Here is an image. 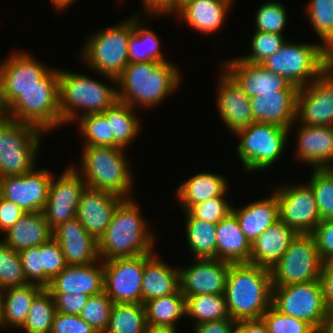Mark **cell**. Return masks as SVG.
Masks as SVG:
<instances>
[{
    "label": "cell",
    "mask_w": 333,
    "mask_h": 333,
    "mask_svg": "<svg viewBox=\"0 0 333 333\" xmlns=\"http://www.w3.org/2000/svg\"><path fill=\"white\" fill-rule=\"evenodd\" d=\"M181 76L177 65L169 60L129 63L116 78L118 101L135 109L154 107L177 91Z\"/></svg>",
    "instance_id": "obj_1"
},
{
    "label": "cell",
    "mask_w": 333,
    "mask_h": 333,
    "mask_svg": "<svg viewBox=\"0 0 333 333\" xmlns=\"http://www.w3.org/2000/svg\"><path fill=\"white\" fill-rule=\"evenodd\" d=\"M269 269L251 263H229L225 300L234 321L259 320L272 305Z\"/></svg>",
    "instance_id": "obj_2"
},
{
    "label": "cell",
    "mask_w": 333,
    "mask_h": 333,
    "mask_svg": "<svg viewBox=\"0 0 333 333\" xmlns=\"http://www.w3.org/2000/svg\"><path fill=\"white\" fill-rule=\"evenodd\" d=\"M148 228L138 204L132 198L124 199L98 240L99 258L106 261L153 253L155 235Z\"/></svg>",
    "instance_id": "obj_3"
},
{
    "label": "cell",
    "mask_w": 333,
    "mask_h": 333,
    "mask_svg": "<svg viewBox=\"0 0 333 333\" xmlns=\"http://www.w3.org/2000/svg\"><path fill=\"white\" fill-rule=\"evenodd\" d=\"M125 149L103 146H83L80 169L73 167L87 187L112 192L124 199L131 198L133 188L129 161Z\"/></svg>",
    "instance_id": "obj_4"
},
{
    "label": "cell",
    "mask_w": 333,
    "mask_h": 333,
    "mask_svg": "<svg viewBox=\"0 0 333 333\" xmlns=\"http://www.w3.org/2000/svg\"><path fill=\"white\" fill-rule=\"evenodd\" d=\"M81 73L59 70L61 125L80 116L103 113L117 100V88ZM83 110L79 114L78 110ZM78 113V114H77ZM79 115V116H78Z\"/></svg>",
    "instance_id": "obj_5"
},
{
    "label": "cell",
    "mask_w": 333,
    "mask_h": 333,
    "mask_svg": "<svg viewBox=\"0 0 333 333\" xmlns=\"http://www.w3.org/2000/svg\"><path fill=\"white\" fill-rule=\"evenodd\" d=\"M134 28V16L118 25L105 27L87 37L80 58L96 73L116 85V78L129 64L128 43Z\"/></svg>",
    "instance_id": "obj_6"
},
{
    "label": "cell",
    "mask_w": 333,
    "mask_h": 333,
    "mask_svg": "<svg viewBox=\"0 0 333 333\" xmlns=\"http://www.w3.org/2000/svg\"><path fill=\"white\" fill-rule=\"evenodd\" d=\"M330 53L320 44L285 43L260 64L298 88L309 85L329 66Z\"/></svg>",
    "instance_id": "obj_7"
},
{
    "label": "cell",
    "mask_w": 333,
    "mask_h": 333,
    "mask_svg": "<svg viewBox=\"0 0 333 333\" xmlns=\"http://www.w3.org/2000/svg\"><path fill=\"white\" fill-rule=\"evenodd\" d=\"M28 52H13L0 64V110L3 113L23 91L59 86V70L48 68Z\"/></svg>",
    "instance_id": "obj_8"
},
{
    "label": "cell",
    "mask_w": 333,
    "mask_h": 333,
    "mask_svg": "<svg viewBox=\"0 0 333 333\" xmlns=\"http://www.w3.org/2000/svg\"><path fill=\"white\" fill-rule=\"evenodd\" d=\"M289 133V129L263 122L235 131L240 139L236 151L244 170L252 173L270 168L283 153Z\"/></svg>",
    "instance_id": "obj_9"
},
{
    "label": "cell",
    "mask_w": 333,
    "mask_h": 333,
    "mask_svg": "<svg viewBox=\"0 0 333 333\" xmlns=\"http://www.w3.org/2000/svg\"><path fill=\"white\" fill-rule=\"evenodd\" d=\"M323 261L311 234H298L270 270L272 286L319 280Z\"/></svg>",
    "instance_id": "obj_10"
},
{
    "label": "cell",
    "mask_w": 333,
    "mask_h": 333,
    "mask_svg": "<svg viewBox=\"0 0 333 333\" xmlns=\"http://www.w3.org/2000/svg\"><path fill=\"white\" fill-rule=\"evenodd\" d=\"M272 305L283 314L309 323L318 333L328 311L319 280L273 286Z\"/></svg>",
    "instance_id": "obj_11"
},
{
    "label": "cell",
    "mask_w": 333,
    "mask_h": 333,
    "mask_svg": "<svg viewBox=\"0 0 333 333\" xmlns=\"http://www.w3.org/2000/svg\"><path fill=\"white\" fill-rule=\"evenodd\" d=\"M2 114L12 120L34 125L44 132H51L61 126L59 86L27 89Z\"/></svg>",
    "instance_id": "obj_12"
},
{
    "label": "cell",
    "mask_w": 333,
    "mask_h": 333,
    "mask_svg": "<svg viewBox=\"0 0 333 333\" xmlns=\"http://www.w3.org/2000/svg\"><path fill=\"white\" fill-rule=\"evenodd\" d=\"M276 187L279 219L298 234H311L321 221L313 191L308 184Z\"/></svg>",
    "instance_id": "obj_13"
},
{
    "label": "cell",
    "mask_w": 333,
    "mask_h": 333,
    "mask_svg": "<svg viewBox=\"0 0 333 333\" xmlns=\"http://www.w3.org/2000/svg\"><path fill=\"white\" fill-rule=\"evenodd\" d=\"M104 292L113 303L142 304L145 255L103 261Z\"/></svg>",
    "instance_id": "obj_14"
},
{
    "label": "cell",
    "mask_w": 333,
    "mask_h": 333,
    "mask_svg": "<svg viewBox=\"0 0 333 333\" xmlns=\"http://www.w3.org/2000/svg\"><path fill=\"white\" fill-rule=\"evenodd\" d=\"M295 122L333 126V68L330 65L316 80L298 89Z\"/></svg>",
    "instance_id": "obj_15"
},
{
    "label": "cell",
    "mask_w": 333,
    "mask_h": 333,
    "mask_svg": "<svg viewBox=\"0 0 333 333\" xmlns=\"http://www.w3.org/2000/svg\"><path fill=\"white\" fill-rule=\"evenodd\" d=\"M58 179L49 185L48 198L42 211L53 230L58 225L76 217L78 203L87 185L73 164L64 168Z\"/></svg>",
    "instance_id": "obj_16"
},
{
    "label": "cell",
    "mask_w": 333,
    "mask_h": 333,
    "mask_svg": "<svg viewBox=\"0 0 333 333\" xmlns=\"http://www.w3.org/2000/svg\"><path fill=\"white\" fill-rule=\"evenodd\" d=\"M53 174L36 167L23 175L0 178V195L15 203L25 212H42L48 198Z\"/></svg>",
    "instance_id": "obj_17"
},
{
    "label": "cell",
    "mask_w": 333,
    "mask_h": 333,
    "mask_svg": "<svg viewBox=\"0 0 333 333\" xmlns=\"http://www.w3.org/2000/svg\"><path fill=\"white\" fill-rule=\"evenodd\" d=\"M249 97L277 94L279 90H298L285 77L271 72L261 64L243 61L240 57L220 65Z\"/></svg>",
    "instance_id": "obj_18"
},
{
    "label": "cell",
    "mask_w": 333,
    "mask_h": 333,
    "mask_svg": "<svg viewBox=\"0 0 333 333\" xmlns=\"http://www.w3.org/2000/svg\"><path fill=\"white\" fill-rule=\"evenodd\" d=\"M192 265L179 267L180 291L185 297L224 294L229 262L216 258L195 259Z\"/></svg>",
    "instance_id": "obj_19"
},
{
    "label": "cell",
    "mask_w": 333,
    "mask_h": 333,
    "mask_svg": "<svg viewBox=\"0 0 333 333\" xmlns=\"http://www.w3.org/2000/svg\"><path fill=\"white\" fill-rule=\"evenodd\" d=\"M123 200V197L112 192L86 187L78 203L76 218L98 241L110 224L115 209Z\"/></svg>",
    "instance_id": "obj_20"
},
{
    "label": "cell",
    "mask_w": 333,
    "mask_h": 333,
    "mask_svg": "<svg viewBox=\"0 0 333 333\" xmlns=\"http://www.w3.org/2000/svg\"><path fill=\"white\" fill-rule=\"evenodd\" d=\"M53 238L62 248L67 265H87L98 262V241L75 217L52 230Z\"/></svg>",
    "instance_id": "obj_21"
},
{
    "label": "cell",
    "mask_w": 333,
    "mask_h": 333,
    "mask_svg": "<svg viewBox=\"0 0 333 333\" xmlns=\"http://www.w3.org/2000/svg\"><path fill=\"white\" fill-rule=\"evenodd\" d=\"M217 86V111L232 133L254 123L250 97L223 70Z\"/></svg>",
    "instance_id": "obj_22"
},
{
    "label": "cell",
    "mask_w": 333,
    "mask_h": 333,
    "mask_svg": "<svg viewBox=\"0 0 333 333\" xmlns=\"http://www.w3.org/2000/svg\"><path fill=\"white\" fill-rule=\"evenodd\" d=\"M298 124L295 158L312 169L333 168V126Z\"/></svg>",
    "instance_id": "obj_23"
},
{
    "label": "cell",
    "mask_w": 333,
    "mask_h": 333,
    "mask_svg": "<svg viewBox=\"0 0 333 333\" xmlns=\"http://www.w3.org/2000/svg\"><path fill=\"white\" fill-rule=\"evenodd\" d=\"M100 262V263H99ZM87 265H67L46 288L50 293L96 295L104 291L103 261Z\"/></svg>",
    "instance_id": "obj_24"
},
{
    "label": "cell",
    "mask_w": 333,
    "mask_h": 333,
    "mask_svg": "<svg viewBox=\"0 0 333 333\" xmlns=\"http://www.w3.org/2000/svg\"><path fill=\"white\" fill-rule=\"evenodd\" d=\"M297 92L279 90L277 94L250 97L254 122L274 124L291 132L296 123Z\"/></svg>",
    "instance_id": "obj_25"
},
{
    "label": "cell",
    "mask_w": 333,
    "mask_h": 333,
    "mask_svg": "<svg viewBox=\"0 0 333 333\" xmlns=\"http://www.w3.org/2000/svg\"><path fill=\"white\" fill-rule=\"evenodd\" d=\"M233 0H187L180 5L176 18L183 19L188 26L209 35L220 30Z\"/></svg>",
    "instance_id": "obj_26"
},
{
    "label": "cell",
    "mask_w": 333,
    "mask_h": 333,
    "mask_svg": "<svg viewBox=\"0 0 333 333\" xmlns=\"http://www.w3.org/2000/svg\"><path fill=\"white\" fill-rule=\"evenodd\" d=\"M297 235L277 219L251 243L250 263L271 270Z\"/></svg>",
    "instance_id": "obj_27"
},
{
    "label": "cell",
    "mask_w": 333,
    "mask_h": 333,
    "mask_svg": "<svg viewBox=\"0 0 333 333\" xmlns=\"http://www.w3.org/2000/svg\"><path fill=\"white\" fill-rule=\"evenodd\" d=\"M3 235L1 241L17 252L40 246L53 237L52 229L42 212H25Z\"/></svg>",
    "instance_id": "obj_28"
},
{
    "label": "cell",
    "mask_w": 333,
    "mask_h": 333,
    "mask_svg": "<svg viewBox=\"0 0 333 333\" xmlns=\"http://www.w3.org/2000/svg\"><path fill=\"white\" fill-rule=\"evenodd\" d=\"M179 289V268L169 266L154 253L145 254L142 304L154 298L174 294Z\"/></svg>",
    "instance_id": "obj_29"
},
{
    "label": "cell",
    "mask_w": 333,
    "mask_h": 333,
    "mask_svg": "<svg viewBox=\"0 0 333 333\" xmlns=\"http://www.w3.org/2000/svg\"><path fill=\"white\" fill-rule=\"evenodd\" d=\"M217 259L229 263H250L251 242L231 212L216 226Z\"/></svg>",
    "instance_id": "obj_30"
},
{
    "label": "cell",
    "mask_w": 333,
    "mask_h": 333,
    "mask_svg": "<svg viewBox=\"0 0 333 333\" xmlns=\"http://www.w3.org/2000/svg\"><path fill=\"white\" fill-rule=\"evenodd\" d=\"M270 194L266 199L255 200L239 209L232 208L243 234L251 243L279 219L276 195Z\"/></svg>",
    "instance_id": "obj_31"
},
{
    "label": "cell",
    "mask_w": 333,
    "mask_h": 333,
    "mask_svg": "<svg viewBox=\"0 0 333 333\" xmlns=\"http://www.w3.org/2000/svg\"><path fill=\"white\" fill-rule=\"evenodd\" d=\"M228 182L221 174L201 172L184 181L177 189L178 202L187 211L191 206L214 197H225Z\"/></svg>",
    "instance_id": "obj_32"
},
{
    "label": "cell",
    "mask_w": 333,
    "mask_h": 333,
    "mask_svg": "<svg viewBox=\"0 0 333 333\" xmlns=\"http://www.w3.org/2000/svg\"><path fill=\"white\" fill-rule=\"evenodd\" d=\"M135 110L130 105L117 100L102 113L109 124L110 137H113L120 148L126 149L131 145L133 139L142 130L140 118L137 117Z\"/></svg>",
    "instance_id": "obj_33"
},
{
    "label": "cell",
    "mask_w": 333,
    "mask_h": 333,
    "mask_svg": "<svg viewBox=\"0 0 333 333\" xmlns=\"http://www.w3.org/2000/svg\"><path fill=\"white\" fill-rule=\"evenodd\" d=\"M44 288L36 284L10 287L1 290L4 301V328H22L34 298Z\"/></svg>",
    "instance_id": "obj_34"
},
{
    "label": "cell",
    "mask_w": 333,
    "mask_h": 333,
    "mask_svg": "<svg viewBox=\"0 0 333 333\" xmlns=\"http://www.w3.org/2000/svg\"><path fill=\"white\" fill-rule=\"evenodd\" d=\"M44 133L34 125L0 116V150L40 149Z\"/></svg>",
    "instance_id": "obj_35"
},
{
    "label": "cell",
    "mask_w": 333,
    "mask_h": 333,
    "mask_svg": "<svg viewBox=\"0 0 333 333\" xmlns=\"http://www.w3.org/2000/svg\"><path fill=\"white\" fill-rule=\"evenodd\" d=\"M135 15L134 28L128 43L129 63L166 61L164 55H162L160 51L158 36L154 33V31L145 27V24L141 21L143 19L140 18V14Z\"/></svg>",
    "instance_id": "obj_36"
},
{
    "label": "cell",
    "mask_w": 333,
    "mask_h": 333,
    "mask_svg": "<svg viewBox=\"0 0 333 333\" xmlns=\"http://www.w3.org/2000/svg\"><path fill=\"white\" fill-rule=\"evenodd\" d=\"M148 326L176 327V322L186 316L185 296L180 289L174 293L151 299L144 303Z\"/></svg>",
    "instance_id": "obj_37"
},
{
    "label": "cell",
    "mask_w": 333,
    "mask_h": 333,
    "mask_svg": "<svg viewBox=\"0 0 333 333\" xmlns=\"http://www.w3.org/2000/svg\"><path fill=\"white\" fill-rule=\"evenodd\" d=\"M186 218V240L188 247L195 259L216 258L217 259V224L193 218L187 211Z\"/></svg>",
    "instance_id": "obj_38"
},
{
    "label": "cell",
    "mask_w": 333,
    "mask_h": 333,
    "mask_svg": "<svg viewBox=\"0 0 333 333\" xmlns=\"http://www.w3.org/2000/svg\"><path fill=\"white\" fill-rule=\"evenodd\" d=\"M144 304L114 303L104 333H146Z\"/></svg>",
    "instance_id": "obj_39"
},
{
    "label": "cell",
    "mask_w": 333,
    "mask_h": 333,
    "mask_svg": "<svg viewBox=\"0 0 333 333\" xmlns=\"http://www.w3.org/2000/svg\"><path fill=\"white\" fill-rule=\"evenodd\" d=\"M186 315L195 320L194 326L204 322L230 318L224 294H201L185 297Z\"/></svg>",
    "instance_id": "obj_40"
},
{
    "label": "cell",
    "mask_w": 333,
    "mask_h": 333,
    "mask_svg": "<svg viewBox=\"0 0 333 333\" xmlns=\"http://www.w3.org/2000/svg\"><path fill=\"white\" fill-rule=\"evenodd\" d=\"M55 313L54 298L52 294L44 288L34 298L29 314L21 329L26 333H50Z\"/></svg>",
    "instance_id": "obj_41"
},
{
    "label": "cell",
    "mask_w": 333,
    "mask_h": 333,
    "mask_svg": "<svg viewBox=\"0 0 333 333\" xmlns=\"http://www.w3.org/2000/svg\"><path fill=\"white\" fill-rule=\"evenodd\" d=\"M305 14L322 40L321 45L330 53L333 50V0H310Z\"/></svg>",
    "instance_id": "obj_42"
},
{
    "label": "cell",
    "mask_w": 333,
    "mask_h": 333,
    "mask_svg": "<svg viewBox=\"0 0 333 333\" xmlns=\"http://www.w3.org/2000/svg\"><path fill=\"white\" fill-rule=\"evenodd\" d=\"M78 126L83 146H103L120 148L110 137V128L102 113L88 114L78 117Z\"/></svg>",
    "instance_id": "obj_43"
},
{
    "label": "cell",
    "mask_w": 333,
    "mask_h": 333,
    "mask_svg": "<svg viewBox=\"0 0 333 333\" xmlns=\"http://www.w3.org/2000/svg\"><path fill=\"white\" fill-rule=\"evenodd\" d=\"M310 182L321 220L333 219V168L312 169Z\"/></svg>",
    "instance_id": "obj_44"
},
{
    "label": "cell",
    "mask_w": 333,
    "mask_h": 333,
    "mask_svg": "<svg viewBox=\"0 0 333 333\" xmlns=\"http://www.w3.org/2000/svg\"><path fill=\"white\" fill-rule=\"evenodd\" d=\"M38 152L39 149L0 150V178L32 171L37 165Z\"/></svg>",
    "instance_id": "obj_45"
},
{
    "label": "cell",
    "mask_w": 333,
    "mask_h": 333,
    "mask_svg": "<svg viewBox=\"0 0 333 333\" xmlns=\"http://www.w3.org/2000/svg\"><path fill=\"white\" fill-rule=\"evenodd\" d=\"M27 284L19 253L0 240V290Z\"/></svg>",
    "instance_id": "obj_46"
},
{
    "label": "cell",
    "mask_w": 333,
    "mask_h": 333,
    "mask_svg": "<svg viewBox=\"0 0 333 333\" xmlns=\"http://www.w3.org/2000/svg\"><path fill=\"white\" fill-rule=\"evenodd\" d=\"M113 304L103 291L89 297L79 316L98 333H104L109 323Z\"/></svg>",
    "instance_id": "obj_47"
},
{
    "label": "cell",
    "mask_w": 333,
    "mask_h": 333,
    "mask_svg": "<svg viewBox=\"0 0 333 333\" xmlns=\"http://www.w3.org/2000/svg\"><path fill=\"white\" fill-rule=\"evenodd\" d=\"M255 31L283 34L287 24V12L284 4L277 1L263 3L255 13Z\"/></svg>",
    "instance_id": "obj_48"
},
{
    "label": "cell",
    "mask_w": 333,
    "mask_h": 333,
    "mask_svg": "<svg viewBox=\"0 0 333 333\" xmlns=\"http://www.w3.org/2000/svg\"><path fill=\"white\" fill-rule=\"evenodd\" d=\"M261 320L269 333H318L309 323L278 311L273 305Z\"/></svg>",
    "instance_id": "obj_49"
},
{
    "label": "cell",
    "mask_w": 333,
    "mask_h": 333,
    "mask_svg": "<svg viewBox=\"0 0 333 333\" xmlns=\"http://www.w3.org/2000/svg\"><path fill=\"white\" fill-rule=\"evenodd\" d=\"M287 39L278 33L255 31L251 38L250 55L240 56L243 61L260 64L266 58L274 54Z\"/></svg>",
    "instance_id": "obj_50"
},
{
    "label": "cell",
    "mask_w": 333,
    "mask_h": 333,
    "mask_svg": "<svg viewBox=\"0 0 333 333\" xmlns=\"http://www.w3.org/2000/svg\"><path fill=\"white\" fill-rule=\"evenodd\" d=\"M233 205L225 197H214L191 206L187 212L200 220L217 224L232 212Z\"/></svg>",
    "instance_id": "obj_51"
},
{
    "label": "cell",
    "mask_w": 333,
    "mask_h": 333,
    "mask_svg": "<svg viewBox=\"0 0 333 333\" xmlns=\"http://www.w3.org/2000/svg\"><path fill=\"white\" fill-rule=\"evenodd\" d=\"M18 253L27 282L44 288V252H42V245L23 249Z\"/></svg>",
    "instance_id": "obj_52"
},
{
    "label": "cell",
    "mask_w": 333,
    "mask_h": 333,
    "mask_svg": "<svg viewBox=\"0 0 333 333\" xmlns=\"http://www.w3.org/2000/svg\"><path fill=\"white\" fill-rule=\"evenodd\" d=\"M42 252H44V288H47L51 280L67 266V262L62 248L53 237L42 244Z\"/></svg>",
    "instance_id": "obj_53"
},
{
    "label": "cell",
    "mask_w": 333,
    "mask_h": 333,
    "mask_svg": "<svg viewBox=\"0 0 333 333\" xmlns=\"http://www.w3.org/2000/svg\"><path fill=\"white\" fill-rule=\"evenodd\" d=\"M311 235L323 263L333 261V219L321 220Z\"/></svg>",
    "instance_id": "obj_54"
},
{
    "label": "cell",
    "mask_w": 333,
    "mask_h": 333,
    "mask_svg": "<svg viewBox=\"0 0 333 333\" xmlns=\"http://www.w3.org/2000/svg\"><path fill=\"white\" fill-rule=\"evenodd\" d=\"M50 333H98L80 316L56 312Z\"/></svg>",
    "instance_id": "obj_55"
},
{
    "label": "cell",
    "mask_w": 333,
    "mask_h": 333,
    "mask_svg": "<svg viewBox=\"0 0 333 333\" xmlns=\"http://www.w3.org/2000/svg\"><path fill=\"white\" fill-rule=\"evenodd\" d=\"M54 302L56 312L65 313L70 315H80L82 309L86 305L89 295L74 293H51Z\"/></svg>",
    "instance_id": "obj_56"
},
{
    "label": "cell",
    "mask_w": 333,
    "mask_h": 333,
    "mask_svg": "<svg viewBox=\"0 0 333 333\" xmlns=\"http://www.w3.org/2000/svg\"><path fill=\"white\" fill-rule=\"evenodd\" d=\"M25 213L23 209L0 195V233L9 230Z\"/></svg>",
    "instance_id": "obj_57"
},
{
    "label": "cell",
    "mask_w": 333,
    "mask_h": 333,
    "mask_svg": "<svg viewBox=\"0 0 333 333\" xmlns=\"http://www.w3.org/2000/svg\"><path fill=\"white\" fill-rule=\"evenodd\" d=\"M142 2L145 7L144 13L149 14V17L175 15L180 8L178 0H142Z\"/></svg>",
    "instance_id": "obj_58"
},
{
    "label": "cell",
    "mask_w": 333,
    "mask_h": 333,
    "mask_svg": "<svg viewBox=\"0 0 333 333\" xmlns=\"http://www.w3.org/2000/svg\"><path fill=\"white\" fill-rule=\"evenodd\" d=\"M319 281L322 288L323 300L326 308H333V261L324 262Z\"/></svg>",
    "instance_id": "obj_59"
},
{
    "label": "cell",
    "mask_w": 333,
    "mask_h": 333,
    "mask_svg": "<svg viewBox=\"0 0 333 333\" xmlns=\"http://www.w3.org/2000/svg\"><path fill=\"white\" fill-rule=\"evenodd\" d=\"M194 333H235L236 321L231 318L204 322L193 326Z\"/></svg>",
    "instance_id": "obj_60"
},
{
    "label": "cell",
    "mask_w": 333,
    "mask_h": 333,
    "mask_svg": "<svg viewBox=\"0 0 333 333\" xmlns=\"http://www.w3.org/2000/svg\"><path fill=\"white\" fill-rule=\"evenodd\" d=\"M235 333H269L264 322L259 320L236 321Z\"/></svg>",
    "instance_id": "obj_61"
},
{
    "label": "cell",
    "mask_w": 333,
    "mask_h": 333,
    "mask_svg": "<svg viewBox=\"0 0 333 333\" xmlns=\"http://www.w3.org/2000/svg\"><path fill=\"white\" fill-rule=\"evenodd\" d=\"M320 333H333V308L327 311L325 322Z\"/></svg>",
    "instance_id": "obj_62"
},
{
    "label": "cell",
    "mask_w": 333,
    "mask_h": 333,
    "mask_svg": "<svg viewBox=\"0 0 333 333\" xmlns=\"http://www.w3.org/2000/svg\"><path fill=\"white\" fill-rule=\"evenodd\" d=\"M146 333H178L177 328L169 326H147Z\"/></svg>",
    "instance_id": "obj_63"
},
{
    "label": "cell",
    "mask_w": 333,
    "mask_h": 333,
    "mask_svg": "<svg viewBox=\"0 0 333 333\" xmlns=\"http://www.w3.org/2000/svg\"><path fill=\"white\" fill-rule=\"evenodd\" d=\"M76 0H51L52 6H54L55 10L57 11H63L69 6L72 5L73 2Z\"/></svg>",
    "instance_id": "obj_64"
},
{
    "label": "cell",
    "mask_w": 333,
    "mask_h": 333,
    "mask_svg": "<svg viewBox=\"0 0 333 333\" xmlns=\"http://www.w3.org/2000/svg\"><path fill=\"white\" fill-rule=\"evenodd\" d=\"M0 327H4V301H3V295L0 290Z\"/></svg>",
    "instance_id": "obj_65"
},
{
    "label": "cell",
    "mask_w": 333,
    "mask_h": 333,
    "mask_svg": "<svg viewBox=\"0 0 333 333\" xmlns=\"http://www.w3.org/2000/svg\"><path fill=\"white\" fill-rule=\"evenodd\" d=\"M329 65L333 68V50L330 52Z\"/></svg>",
    "instance_id": "obj_66"
},
{
    "label": "cell",
    "mask_w": 333,
    "mask_h": 333,
    "mask_svg": "<svg viewBox=\"0 0 333 333\" xmlns=\"http://www.w3.org/2000/svg\"><path fill=\"white\" fill-rule=\"evenodd\" d=\"M185 1H187V0H178V3H179V5H181V4L184 3Z\"/></svg>",
    "instance_id": "obj_67"
}]
</instances>
